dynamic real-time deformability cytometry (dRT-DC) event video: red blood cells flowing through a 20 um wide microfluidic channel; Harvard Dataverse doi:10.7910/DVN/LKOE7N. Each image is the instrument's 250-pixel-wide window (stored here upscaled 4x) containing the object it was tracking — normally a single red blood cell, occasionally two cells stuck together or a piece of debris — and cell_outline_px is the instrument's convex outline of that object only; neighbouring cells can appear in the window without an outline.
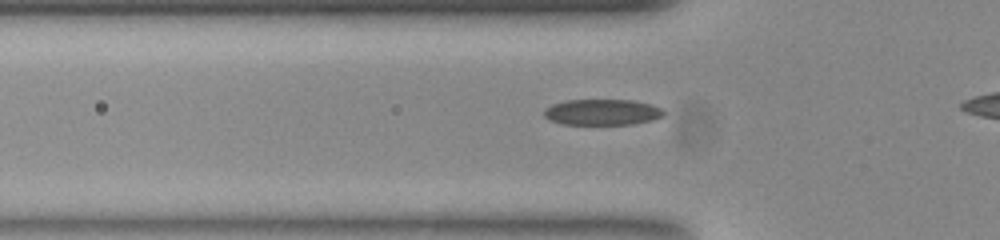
{"species": "common noctule bat (a hibernating species)", "species_latin": "Nyctalus noctula", "temperature_condition": "room temperature", "stored_images_in_passage": 35, "camera_frame_rate_fps": 3000, "um_per_image_px": 0.085, "animal": {"sex": "female", "body_mass_g": 23.0, "forearm_length_mm": 53.4}, "frame": {"image": 1, "passage_image": 10, "time_ms": 3.0, "image_size_px": [1000, 240], "cell_outline_px": [[664, 116], [652, 120], [632, 124], [560, 124], [548, 120], [544, 116], [544, 108], [552, 104], [564, 100], [632, 100], [652, 104], [660, 108], [664, 112]], "centroid_in_image_um": [51.15, 9.53], "position_along_channel_um": 74.6, "area_um2": 18.21}}
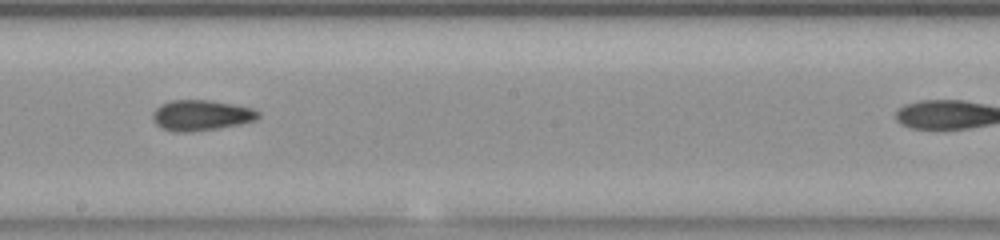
{"frame": {"image": 2, "passage_image": 22, "time_ms": 7.0, "image_size_px": [1000, 240], "cell_outline_px": [[260, 116], [256, 120], [240, 124], [216, 128], [184, 132], [176, 132], [160, 128], [152, 120], [152, 112], [160, 104], [168, 100], [212, 100], [252, 108], [260, 112]], "centroid_in_image_um": [17.06, 9.79], "position_along_channel_um": 231.1, "area_um2": 18.9}}
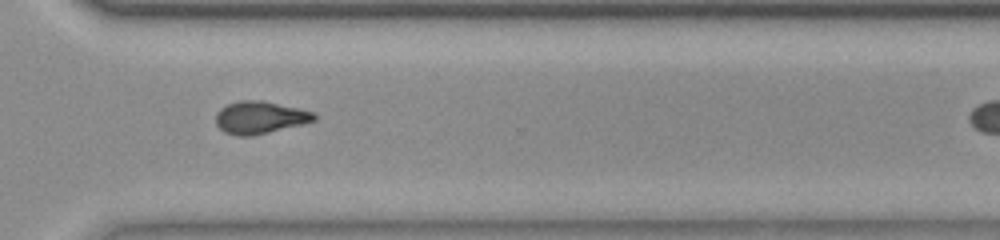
{"frame": {"image": 3, "passage_image": 31, "time_ms": 10.0, "image_size_px": [1000, 240], "cell_outline_px": [[316, 120], [252, 136], [236, 136], [224, 132], [216, 124], [216, 112], [220, 108], [228, 104], [240, 100], [260, 100], [300, 108], [316, 112]], "centroid_in_image_um": [22.08, 9.98], "position_along_channel_um": 348.5, "area_um2": 18.55}}